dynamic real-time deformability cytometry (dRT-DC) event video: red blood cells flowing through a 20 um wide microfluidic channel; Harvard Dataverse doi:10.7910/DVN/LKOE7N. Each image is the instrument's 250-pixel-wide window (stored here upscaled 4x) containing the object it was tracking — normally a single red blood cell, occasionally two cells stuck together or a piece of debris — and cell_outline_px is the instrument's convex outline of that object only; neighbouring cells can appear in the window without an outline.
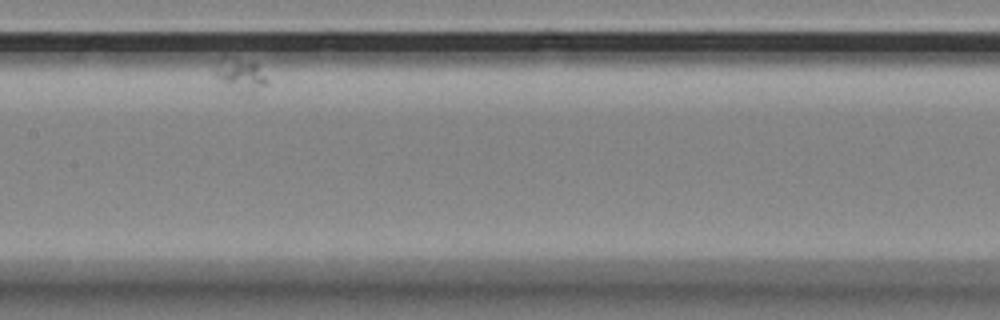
{"species": "Egyptian fruit bat (a non-hibernating species)", "species_latin": "Rousettus aegyptiacus", "temperature_condition": "room temperature", "stored_images_in_passage": 43, "camera_frame_rate_fps": 3000, "um_per_image_px": 0.085, "animal": {"sex": "female"}, "frame": {"image": 1, "passage_image": 19, "time_ms": 6.0, "image_size_px": [1000, 320], "cell_outline_px": [[268, 84], [252, 96], [220, 80], [212, 72], [212, 68], [224, 56], [252, 60], [256, 64], [268, 80]], "centroid_in_image_um": [20.46, 6.33], "position_along_channel_um": 186.9, "area_um2": 10.0}}